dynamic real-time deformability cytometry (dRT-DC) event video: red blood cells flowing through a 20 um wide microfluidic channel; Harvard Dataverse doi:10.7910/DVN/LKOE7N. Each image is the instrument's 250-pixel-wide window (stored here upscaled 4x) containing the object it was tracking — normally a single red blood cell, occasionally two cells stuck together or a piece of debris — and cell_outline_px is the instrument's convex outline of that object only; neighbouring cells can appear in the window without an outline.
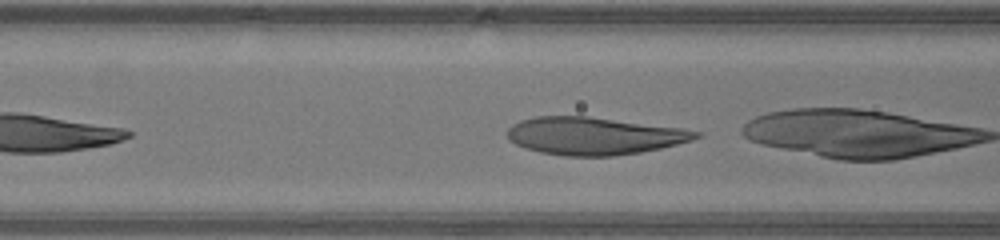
{"species": "human", "species_latin": "Homo sapiens", "temperature_condition": "warm", "stored_images_in_passage": 21, "camera_frame_rate_fps": 3000, "um_per_image_px": 0.085, "donor": {"sex": "male"}, "frame": {"image": 1, "passage_image": 4, "time_ms": 1.0, "image_size_px": [1000, 240], "cell_outline_px": [[704, 132], [700, 136], [692, 140], [660, 148], [640, 152], [612, 156], [564, 156], [540, 152], [524, 148], [508, 140], [508, 128], [512, 124], [520, 120], [536, 116], [588, 116], [684, 128]], "centroid_in_image_um": [50.49, 11.54], "position_along_channel_um": 116.1, "area_um2": 41.44}}